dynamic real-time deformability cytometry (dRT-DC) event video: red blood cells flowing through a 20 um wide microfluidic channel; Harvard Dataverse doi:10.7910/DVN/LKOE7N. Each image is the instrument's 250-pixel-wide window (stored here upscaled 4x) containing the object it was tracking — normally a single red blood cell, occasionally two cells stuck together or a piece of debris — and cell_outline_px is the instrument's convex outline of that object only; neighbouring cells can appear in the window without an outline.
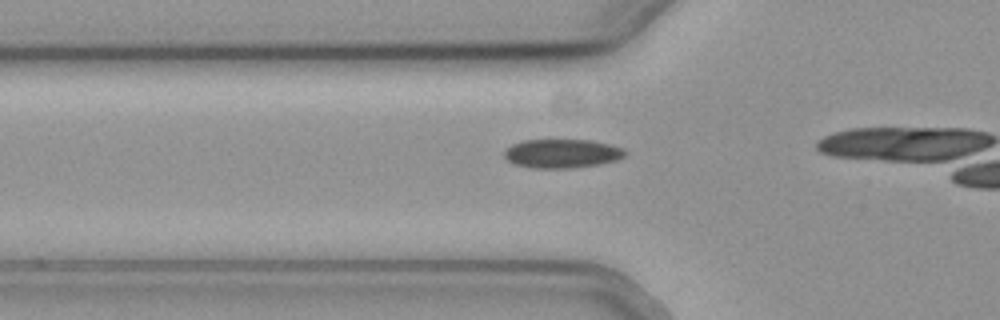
{"species": "common noctule bat (a hibernating species)", "species_latin": "Nyctalus noctula", "temperature_condition": "cold", "stored_images_in_passage": 8, "camera_frame_rate_fps": 3000, "um_per_image_px": 0.085, "animal": {"sex": "female", "body_mass_g": 19.3, "forearm_length_mm": 54.1}, "frame": {"image": 1, "passage_image": 3, "time_ms": 0.667, "image_size_px": [1000, 320], "cell_outline_px": [[628, 152], [624, 156], [616, 160], [600, 164], [572, 168], [532, 168], [516, 164], [508, 160], [504, 156], [504, 152], [512, 144], [524, 140], [592, 140], [624, 148]], "centroid_in_image_um": [47.8, 13.05], "position_along_channel_um": 78.0, "area_um2": 20.29}}
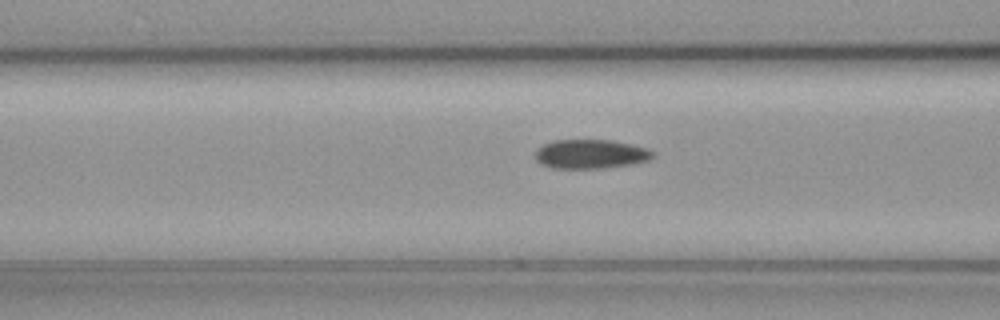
{"frame": {"image": 2, "passage_image": 6, "time_ms": 1.667, "image_size_px": [1000, 320], "cell_outline_px": [[652, 156], [648, 160], [632, 164], [604, 168], [552, 168], [540, 164], [536, 160], [536, 148], [552, 140], [612, 140], [644, 148], [652, 152]], "centroid_in_image_um": [50.12, 13.1], "position_along_channel_um": 116.5, "area_um2": 19.77}}